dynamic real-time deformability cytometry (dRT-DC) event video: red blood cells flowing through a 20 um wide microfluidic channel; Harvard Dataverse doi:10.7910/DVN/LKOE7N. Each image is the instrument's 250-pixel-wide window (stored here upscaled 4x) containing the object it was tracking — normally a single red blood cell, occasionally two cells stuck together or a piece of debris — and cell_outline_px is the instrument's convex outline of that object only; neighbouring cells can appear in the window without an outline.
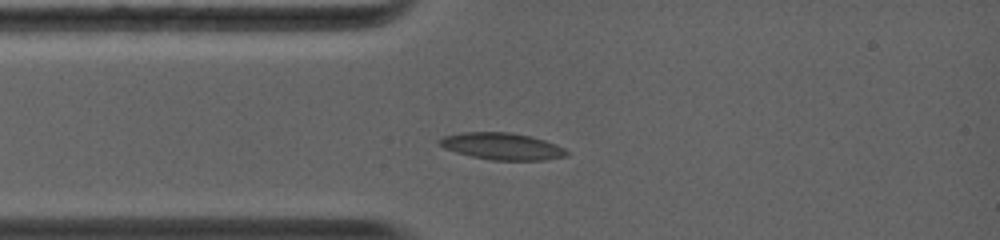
{"species": "common noctule bat (a hibernating species)", "species_latin": "Nyctalus noctula", "temperature_condition": "warm", "stored_images_in_passage": 6, "camera_frame_rate_fps": 5000, "um_per_image_px": 0.085, "animal": {"sex": "female", "body_mass_g": 19.0, "forearm_length_mm": 56.7}, "frame": {"image": 1, "passage_image": 3, "time_ms": 1.6, "image_size_px": [1000, 240], "cell_outline_px": [[568, 156], [544, 160], [492, 160], [472, 156], [456, 152], [444, 148], [436, 140], [444, 136], [464, 132], [508, 132], [532, 136], [556, 144], [564, 148], [568, 152]], "centroid_in_image_um": [42.69, 12.43], "position_along_channel_um": 42.3, "area_um2": 19.88}}
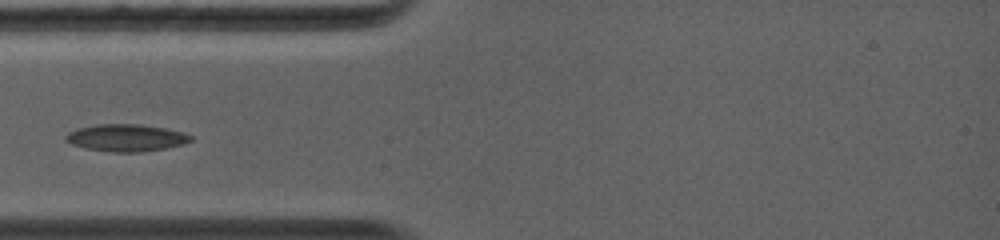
{"frame": {"image": 2, "passage_image": 4, "time_ms": 2.4, "image_size_px": [1000, 240], "cell_outline_px": [[192, 140], [184, 144], [164, 148], [140, 152], [112, 152], [84, 148], [72, 144], [64, 140], [64, 136], [68, 132], [76, 128], [96, 124], [140, 124], [164, 128], [180, 132], [192, 136]], "centroid_in_image_um": [10.66, 11.71], "position_along_channel_um": 74.3, "area_um2": 19.77}}
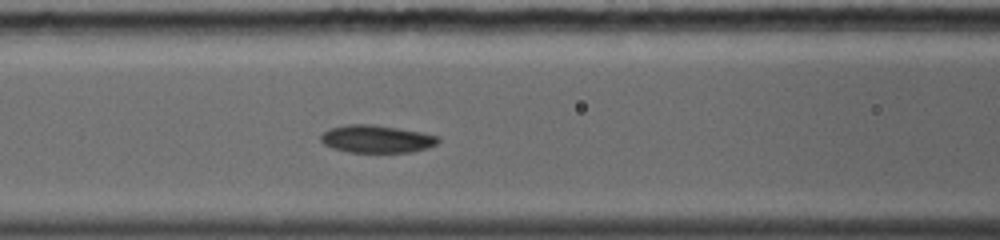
{"frame": {"image": 3, "passage_image": 6, "time_ms": 3.8, "image_size_px": [1000, 240], "cell_outline_px": [[440, 140], [436, 144], [428, 148], [412, 152], [348, 152], [332, 148], [324, 144], [320, 140], [320, 136], [324, 132], [332, 128], [348, 124], [372, 124], [400, 128], [420, 132], [436, 136]], "centroid_in_image_um": [32.0, 11.81], "position_along_channel_um": 134.6, "area_um2": 18.84}}